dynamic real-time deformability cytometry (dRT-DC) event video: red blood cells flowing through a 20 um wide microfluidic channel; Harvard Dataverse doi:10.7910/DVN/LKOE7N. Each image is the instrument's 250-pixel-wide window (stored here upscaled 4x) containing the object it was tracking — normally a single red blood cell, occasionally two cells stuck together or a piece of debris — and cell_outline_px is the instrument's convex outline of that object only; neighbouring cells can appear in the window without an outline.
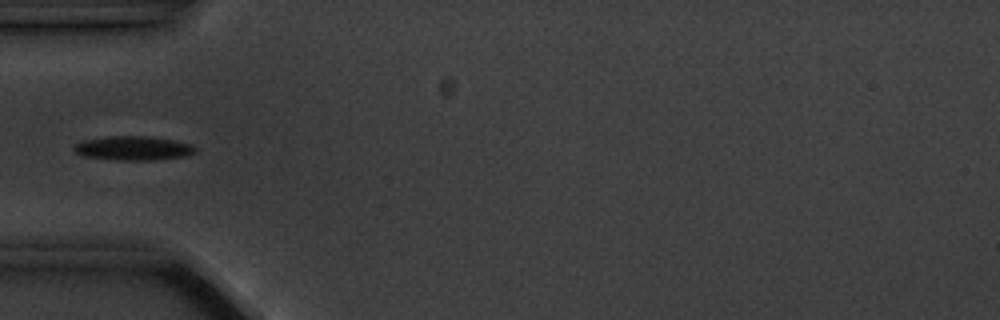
{"species": "common noctule bat (a hibernating species)", "species_latin": "Nyctalus noctula", "temperature_condition": "cold", "stored_images_in_passage": 15, "camera_frame_rate_fps": 3000, "um_per_image_px": 0.085, "animal": {"sex": "male", "body_mass_g": 20.1, "forearm_length_mm": 53.5}, "frame": {"image": 1, "passage_image": 5, "time_ms": 5.333, "image_size_px": [1000, 320], "cell_outline_px": [[196, 152], [188, 156], [156, 160], [116, 160], [84, 156], [76, 152], [72, 148], [76, 144], [84, 140], [108, 136], [144, 136], [172, 140], [192, 144], [196, 148]], "centroid_in_image_um": [11.36, 12.6], "position_along_channel_um": 73.6, "area_um2": 17.05}}
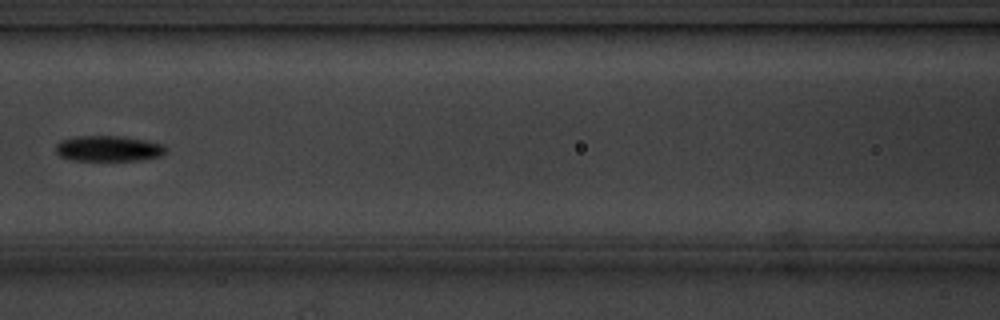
{"frame": {"image": 2, "passage_image": 7, "time_ms": 7.667, "image_size_px": [1000, 320], "cell_outline_px": [[168, 152], [160, 156], [140, 160], [68, 160], [60, 156], [56, 152], [56, 144], [60, 140], [80, 136], [120, 136], [144, 140], [164, 144], [168, 148]], "centroid_in_image_um": [9.24, 12.63], "position_along_channel_um": 157.4, "area_um2": 16.53}}
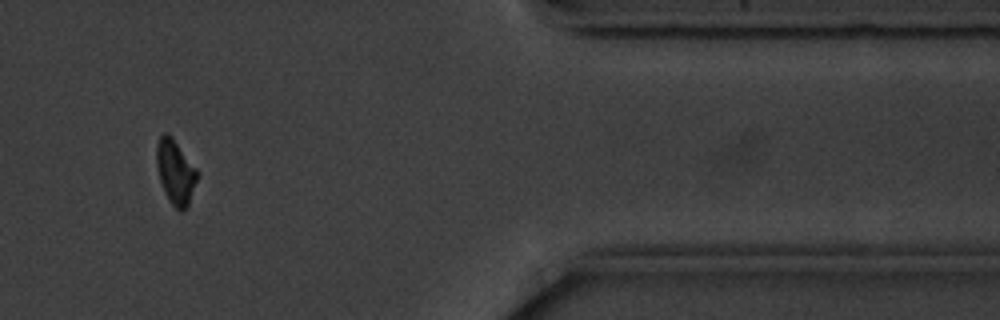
{"frame": {"image": 3, "passage_image": 13, "time_ms": 15.333, "image_size_px": [1000, 320], "cell_outline_px": [[200, 172], [188, 208], [180, 212], [168, 200], [164, 192], [160, 180], [156, 164], [156, 144], [160, 136], [164, 132], [168, 132], [172, 136]], "centroid_in_image_um": [14.93, 14.62], "position_along_channel_um": 396.5, "area_um2": 15.72}, "authors_computed_cell_mechanics": {"area_um2": 15.5482, "velocity_mm_per_s": 3.5532, "shape_relaxation_time_tau1_ms": 3.2242, "shape_relaxation_time_tau2_ms": null, "deformation_change_tau1": 0.0973, "deformation_change_tau2": null}}